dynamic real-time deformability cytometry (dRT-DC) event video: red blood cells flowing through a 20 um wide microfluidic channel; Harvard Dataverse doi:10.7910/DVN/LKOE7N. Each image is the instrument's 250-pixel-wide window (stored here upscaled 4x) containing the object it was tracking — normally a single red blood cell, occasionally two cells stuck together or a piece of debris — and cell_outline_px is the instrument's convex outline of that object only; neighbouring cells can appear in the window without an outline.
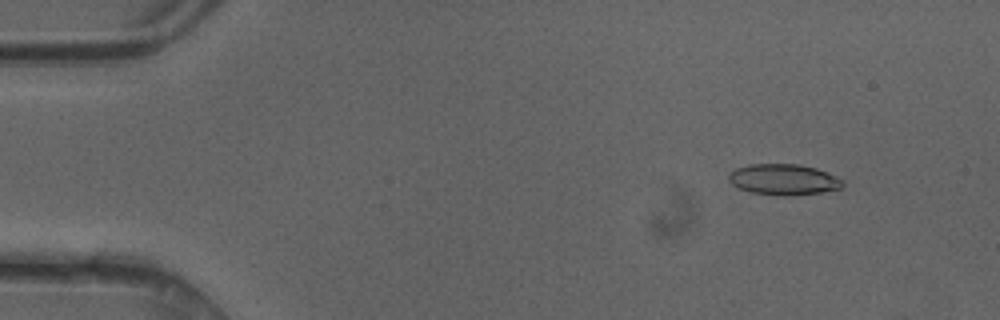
{"species": "common noctule bat (a hibernating species)", "species_latin": "Nyctalus noctula", "temperature_condition": "cold", "stored_images_in_passage": 50, "camera_frame_rate_fps": 3000, "um_per_image_px": 0.085, "animal": {"sex": "female"}, "frame": {"image": 1, "passage_image": 6, "time_ms": 1.667, "image_size_px": [1000, 320], "cell_outline_px": [[844, 184], [840, 188], [820, 192], [784, 196], [752, 192], [736, 188], [728, 180], [728, 176], [736, 168], [748, 164], [800, 164], [816, 168], [836, 176], [844, 180]], "centroid_in_image_um": [66.59, 15.25], "position_along_channel_um": 18.4, "area_um2": 20.46}}
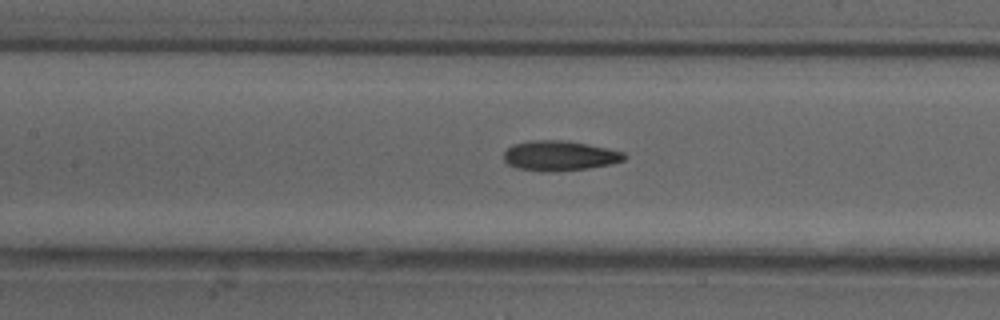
{"frame": {"image": 2, "passage_image": 23, "time_ms": 7.333, "image_size_px": [1000, 320], "cell_outline_px": [[628, 156], [624, 160], [612, 164], [588, 168], [548, 172], [516, 168], [508, 164], [504, 160], [504, 152], [512, 144], [532, 140], [568, 140], [608, 148], [624, 152]], "centroid_in_image_um": [47.58, 13.23], "position_along_channel_um": 159.8, "area_um2": 21.21}}
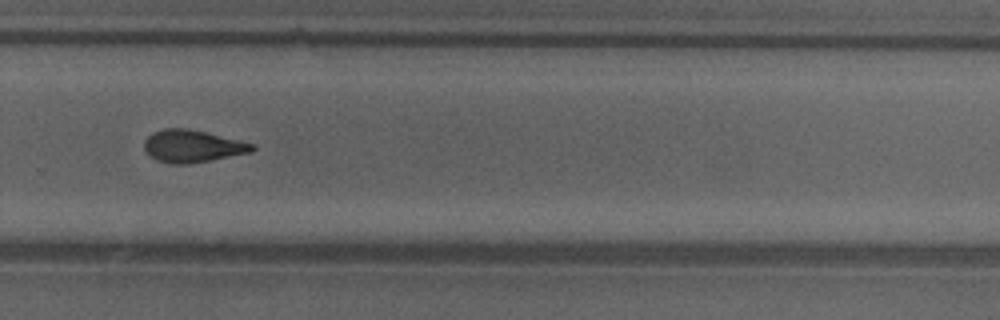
{"frame": {"image": 3, "passage_image": 34, "time_ms": 11.0, "image_size_px": [1000, 320], "cell_outline_px": [[256, 148], [252, 152], [188, 164], [172, 164], [156, 160], [148, 156], [144, 148], [144, 140], [152, 132], [164, 128], [188, 128], [240, 140], [256, 144]], "centroid_in_image_um": [16.34, 12.42], "position_along_channel_um": 313.5, "area_um2": 20.52}, "authors_computed_cell_mechanics": {"area_um2": 20.4901, "velocity_mm_per_s": 4.2014, "shape_relaxation_time_tau1_ms": 10.2102, "shape_relaxation_time_tau2_ms": 2.8923, "deformation_change_tau1": 0.2194, "deformation_change_tau2": 0.1037}}